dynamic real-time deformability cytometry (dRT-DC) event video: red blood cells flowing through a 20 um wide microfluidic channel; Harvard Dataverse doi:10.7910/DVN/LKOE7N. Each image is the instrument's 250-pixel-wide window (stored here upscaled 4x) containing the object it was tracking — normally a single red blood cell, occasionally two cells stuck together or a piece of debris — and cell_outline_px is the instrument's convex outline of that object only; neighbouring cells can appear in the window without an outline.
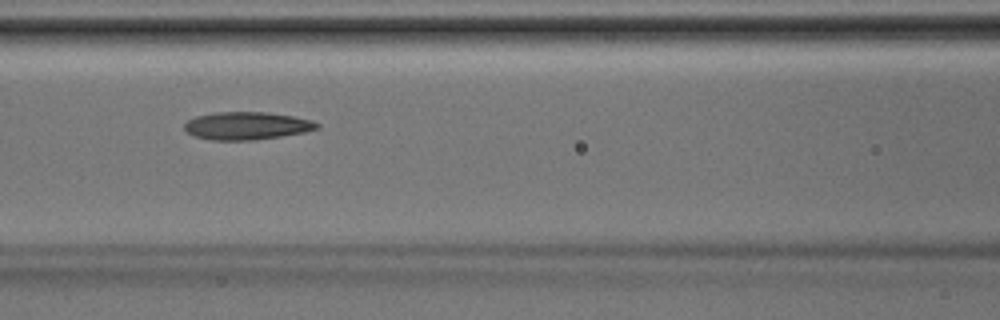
{"species": "Egyptian fruit bat (a non-hibernating species)", "species_latin": "Rousettus aegyptiacus", "temperature_condition": "room temperature", "stored_images_in_passage": 27, "camera_frame_rate_fps": 3000, "um_per_image_px": 0.085, "animal": {"sex": "male"}, "frame": {"image": 1, "passage_image": 8, "time_ms": 2.333, "image_size_px": [1000, 320], "cell_outline_px": [[320, 128], [304, 132], [280, 136], [252, 140], [212, 140], [196, 136], [188, 132], [184, 128], [184, 124], [188, 120], [196, 116], [212, 112], [264, 112], [296, 116], [312, 120], [320, 124]], "centroid_in_image_um": [21.0, 10.68], "position_along_channel_um": 145.6, "area_um2": 21.44}}
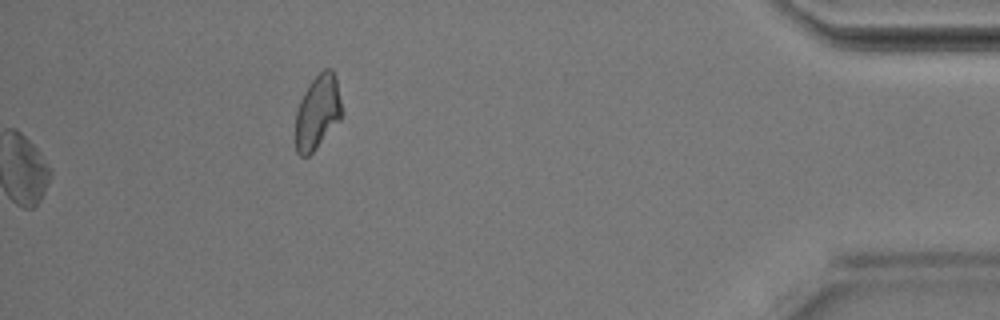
{"frame": {"image": 2, "passage_image": 27, "time_ms": 8.667, "image_size_px": [1000, 320], "cell_outline_px": [[344, 112], [340, 120], [316, 148], [308, 156], [300, 156], [296, 152], [296, 112], [300, 100], [308, 84], [324, 68], [332, 68], [336, 76]], "centroid_in_image_um": [27.02, 9.5], "position_along_channel_um": 408.2, "area_um2": 20.23}}